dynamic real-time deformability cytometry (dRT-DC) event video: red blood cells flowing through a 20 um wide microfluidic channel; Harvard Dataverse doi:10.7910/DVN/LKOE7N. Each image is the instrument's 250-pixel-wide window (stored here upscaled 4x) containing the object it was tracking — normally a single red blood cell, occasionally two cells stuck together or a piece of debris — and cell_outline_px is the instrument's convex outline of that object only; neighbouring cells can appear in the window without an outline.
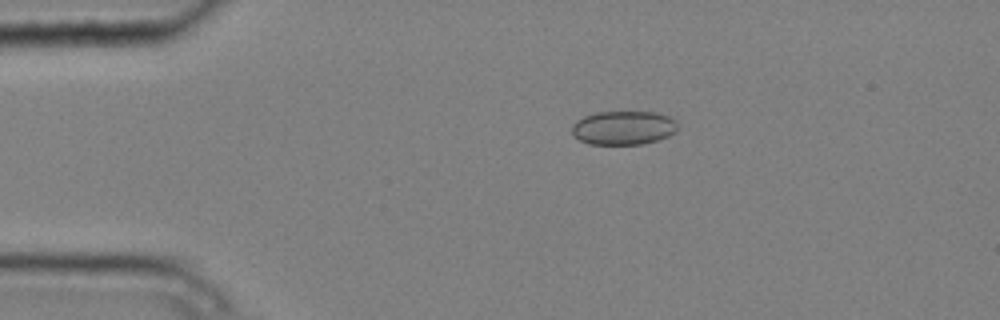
{"species": "common noctule bat (a hibernating species)", "species_latin": "Nyctalus noctula", "temperature_condition": "cold", "stored_images_in_passage": 3, "camera_frame_rate_fps": 3000, "um_per_image_px": 0.085, "animal": {"sex": "male", "body_mass_g": 20.4}, "frame": {"image": 1, "passage_image": 1, "time_ms": 0.0, "image_size_px": [1000, 320], "cell_outline_px": [[676, 132], [668, 136], [656, 140], [640, 144], [588, 144], [572, 136], [572, 124], [576, 120], [584, 116], [596, 112], [656, 112], [668, 116], [676, 120]], "centroid_in_image_um": [52.96, 10.86], "position_along_channel_um": 32.0, "area_um2": 20.92}}
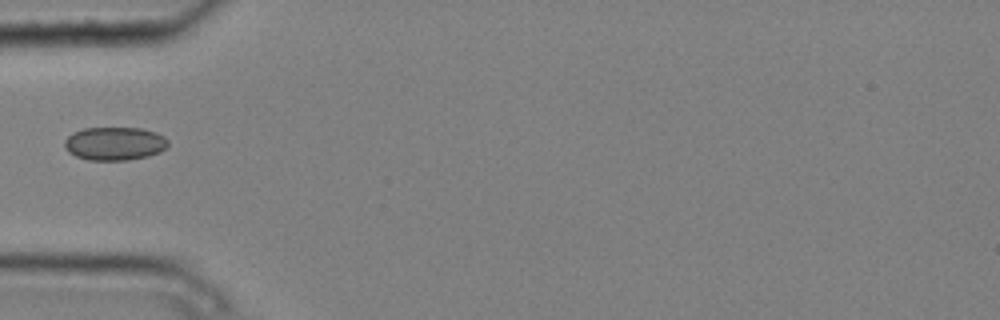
{"frame": {"image": 2, "passage_image": 3, "time_ms": 0.667, "image_size_px": [1000, 320], "cell_outline_px": [[168, 144], [160, 152], [148, 156], [128, 160], [88, 160], [76, 156], [68, 152], [64, 144], [64, 140], [72, 132], [84, 128], [140, 128], [156, 132], [164, 136], [168, 140]], "centroid_in_image_um": [9.73, 12.2], "position_along_channel_um": 75.3, "area_um2": 20.17}}